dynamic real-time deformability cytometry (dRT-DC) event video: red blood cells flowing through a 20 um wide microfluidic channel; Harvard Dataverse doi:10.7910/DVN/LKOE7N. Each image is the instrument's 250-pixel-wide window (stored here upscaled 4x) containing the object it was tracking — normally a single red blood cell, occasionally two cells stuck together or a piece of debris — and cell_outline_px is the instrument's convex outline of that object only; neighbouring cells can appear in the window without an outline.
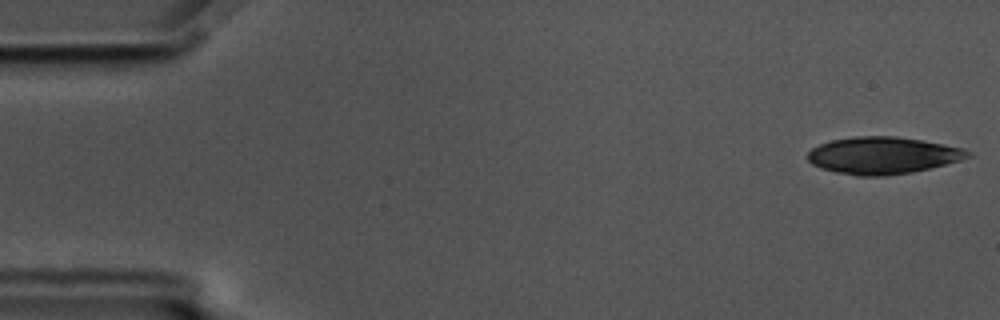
{"species": "common noctule bat (a hibernating species)", "species_latin": "Nyctalus noctula", "temperature_condition": "cold", "stored_images_in_passage": 18, "camera_frame_rate_fps": 3000, "um_per_image_px": 0.085, "animal": {"sex": "male", "body_mass_g": 17.5, "forearm_length_mm": 52.3}, "frame": {"image": 1, "passage_image": 1, "time_ms": 0.0, "image_size_px": [1000, 320], "cell_outline_px": [[972, 156], [960, 160], [912, 172], [880, 176], [856, 176], [836, 172], [820, 168], [812, 164], [808, 160], [808, 152], [812, 148], [820, 144], [832, 140], [852, 136], [896, 136], [920, 140], [964, 148], [972, 152]], "centroid_in_image_um": [75.02, 13.21], "position_along_channel_um": 10.0, "area_um2": 34.45}}